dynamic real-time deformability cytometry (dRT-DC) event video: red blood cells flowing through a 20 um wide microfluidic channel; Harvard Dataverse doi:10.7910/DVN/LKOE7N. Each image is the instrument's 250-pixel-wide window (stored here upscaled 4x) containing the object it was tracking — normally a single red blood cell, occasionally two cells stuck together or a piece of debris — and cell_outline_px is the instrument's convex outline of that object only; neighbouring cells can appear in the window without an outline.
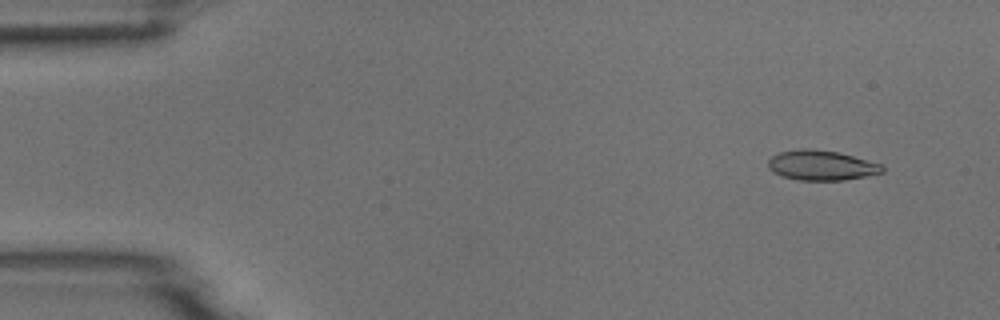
{"species": "common noctule bat (a hibernating species)", "species_latin": "Nyctalus noctula", "temperature_condition": "room temperature", "stored_images_in_passage": 4, "camera_frame_rate_fps": 3000, "um_per_image_px": 0.085, "animal": {"sex": "male", "body_mass_g": 18.8}, "frame": {"image": 1, "passage_image": 1, "time_ms": 0.0, "image_size_px": [1000, 320], "cell_outline_px": [[884, 172], [844, 180], [800, 180], [784, 176], [768, 168], [768, 160], [772, 156], [780, 152], [804, 148], [808, 148], [836, 152], [852, 156], [880, 164], [884, 168]], "centroid_in_image_um": [69.81, 14.05], "position_along_channel_um": 15.2, "area_um2": 19.48}}
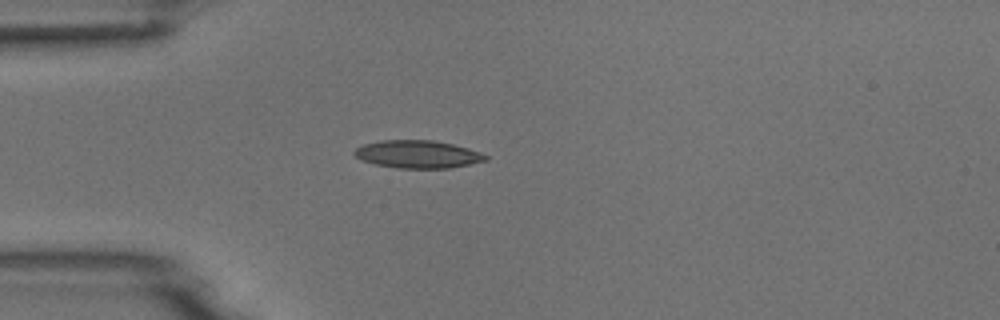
{"frame": {"image": 2, "passage_image": 3, "time_ms": 3.333, "image_size_px": [1000, 320], "cell_outline_px": [[488, 160], [448, 168], [396, 168], [376, 164], [364, 160], [356, 156], [352, 152], [356, 148], [364, 144], [380, 140], [432, 140], [452, 144], [468, 148], [480, 152], [488, 156]], "centroid_in_image_um": [35.51, 13.1], "position_along_channel_um": 49.5, "area_um2": 21.04}}